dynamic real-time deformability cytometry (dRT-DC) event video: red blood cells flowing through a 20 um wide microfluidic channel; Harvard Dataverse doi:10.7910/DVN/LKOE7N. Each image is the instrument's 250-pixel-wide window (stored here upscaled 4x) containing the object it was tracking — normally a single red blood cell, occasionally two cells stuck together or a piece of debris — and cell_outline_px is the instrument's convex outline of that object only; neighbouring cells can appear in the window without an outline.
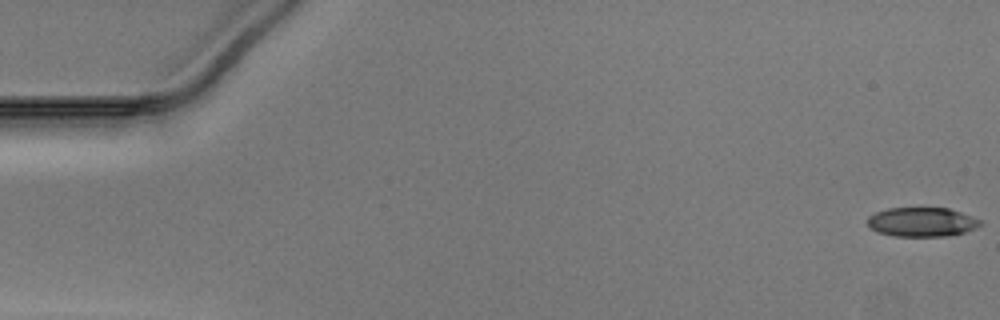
{"species": "Egyptian fruit bat (a non-hibernating species)", "species_latin": "Rousettus aegyptiacus", "temperature_condition": "warm", "stored_images_in_passage": 51, "camera_frame_rate_fps": 3000, "um_per_image_px": 0.085, "animal": {"sex": "male"}, "frame": {"image": 1, "passage_image": 1, "time_ms": 0.0, "image_size_px": [1000, 320], "cell_outline_px": [[984, 224], [976, 228], [964, 232], [948, 236], [892, 236], [876, 232], [868, 228], [868, 216], [876, 212], [888, 208], [948, 208], [972, 216], [980, 220]], "centroid_in_image_um": [78.34, 18.88], "position_along_channel_um": 6.7, "area_um2": 19.36}}
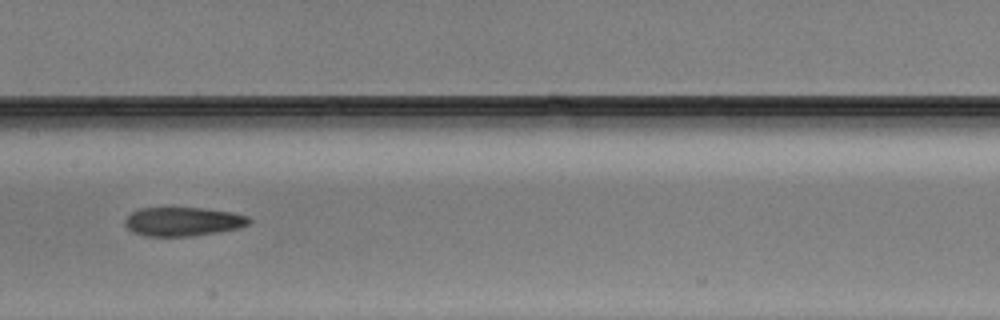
{"frame": {"image": 2, "passage_image": 26, "time_ms": 8.333, "image_size_px": [1000, 320], "cell_outline_px": [[252, 220], [248, 224], [240, 228], [192, 236], [144, 236], [132, 232], [124, 224], [124, 220], [132, 212], [140, 208], [204, 208], [232, 212], [248, 216]], "centroid_in_image_um": [15.55, 18.83], "position_along_channel_um": 191.8, "area_um2": 20.92}}
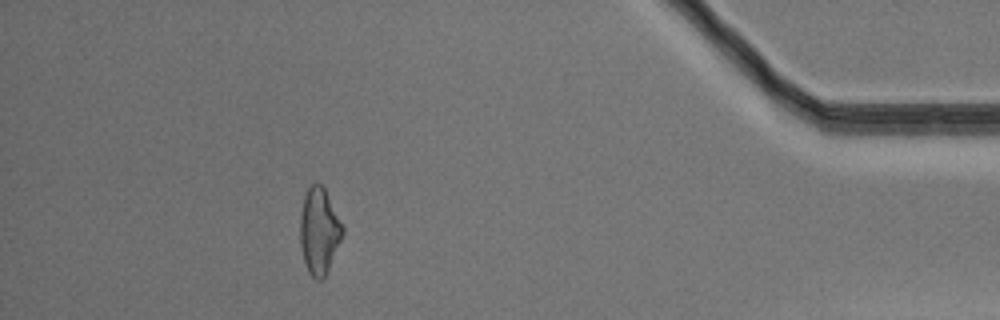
{"frame": {"image": 3, "passage_image": 46, "time_ms": 15.0, "image_size_px": [1000, 320], "cell_outline_px": [[344, 232], [328, 268], [324, 276], [320, 280], [316, 280], [308, 272], [304, 260], [300, 244], [300, 212], [304, 196], [308, 188], [316, 180], [324, 188], [344, 228]], "centroid_in_image_um": [27.11, 19.61], "position_along_channel_um": 408.1, "area_um2": 21.04}}